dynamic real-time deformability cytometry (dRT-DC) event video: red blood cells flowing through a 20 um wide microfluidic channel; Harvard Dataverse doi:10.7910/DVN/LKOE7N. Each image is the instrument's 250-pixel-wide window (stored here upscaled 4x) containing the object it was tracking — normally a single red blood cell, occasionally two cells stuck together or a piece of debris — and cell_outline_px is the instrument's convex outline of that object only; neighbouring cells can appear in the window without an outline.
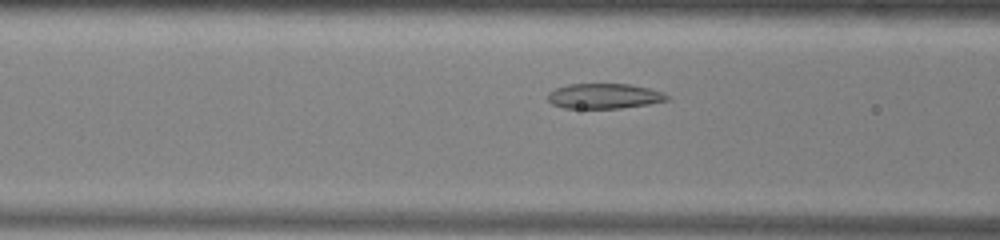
{"species": "common noctule bat (a hibernating species)", "species_latin": "Nyctalus noctula", "temperature_condition": "warm", "stored_images_in_passage": 33, "camera_frame_rate_fps": 3000, "um_per_image_px": 0.085, "animal": {"sex": "male", "body_mass_g": 13.0, "forearm_length_mm": 53.1}, "frame": {"image": 1, "passage_image": 10, "time_ms": 3.0, "image_size_px": [1000, 240], "cell_outline_px": [[668, 100], [648, 104], [620, 108], [564, 108], [552, 104], [548, 100], [548, 92], [556, 88], [568, 84], [628, 84], [648, 88], [664, 92], [668, 96]], "centroid_in_image_um": [51.34, 8.16], "position_along_channel_um": 115.3, "area_um2": 17.4}}
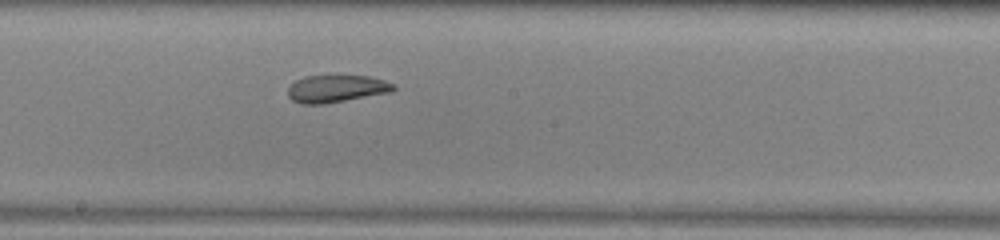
{"frame": {"image": 2, "passage_image": 18, "time_ms": 5.667, "image_size_px": [1000, 240], "cell_outline_px": [[396, 88], [392, 92], [324, 104], [300, 104], [292, 100], [288, 96], [288, 88], [296, 80], [304, 76], [368, 76], [384, 80], [396, 84]], "centroid_in_image_um": [28.6, 7.54], "position_along_channel_um": 219.6, "area_um2": 16.88}}
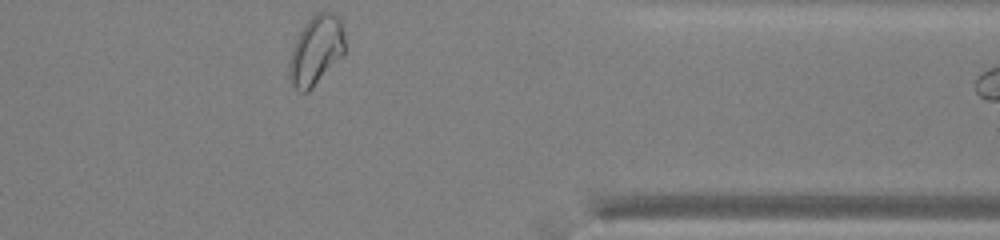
{"frame": {"image": 3, "passage_image": 32, "time_ms": 10.333, "image_size_px": [1000, 240], "cell_outline_px": [[344, 52], [312, 88], [308, 92], [300, 92], [288, 80], [288, 64], [292, 48], [304, 24], [316, 12], [332, 12], [340, 20], [344, 32]], "centroid_in_image_um": [26.83, 4.28], "position_along_channel_um": 384.6, "area_um2": 22.2}}